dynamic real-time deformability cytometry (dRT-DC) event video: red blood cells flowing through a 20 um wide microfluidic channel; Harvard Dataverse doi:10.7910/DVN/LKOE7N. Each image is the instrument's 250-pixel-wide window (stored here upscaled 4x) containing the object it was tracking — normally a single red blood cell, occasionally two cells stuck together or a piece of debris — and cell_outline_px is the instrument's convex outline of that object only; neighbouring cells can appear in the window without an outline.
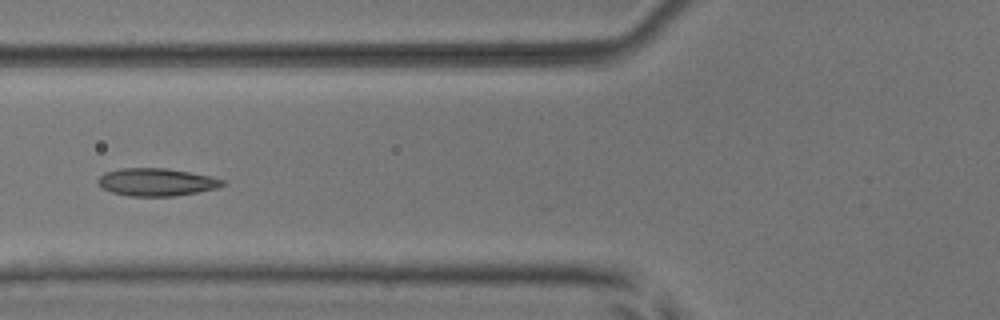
{"species": "common noctule bat (a hibernating species)", "species_latin": "Nyctalus noctula", "temperature_condition": "room temperature", "stored_images_in_passage": 6, "camera_frame_rate_fps": 3000, "um_per_image_px": 0.085, "animal": {"sex": "male", "body_mass_g": 17.9, "forearm_length_mm": 54.2}, "frame": {"image": 1, "passage_image": 6, "time_ms": 6.0, "image_size_px": [1000, 320], "cell_outline_px": [[228, 184], [216, 188], [176, 196], [132, 196], [112, 192], [100, 188], [96, 180], [104, 172], [120, 168], [168, 168], [208, 176], [224, 180]], "centroid_in_image_um": [13.26, 15.47], "position_along_channel_um": 112.5, "area_um2": 20.11}}